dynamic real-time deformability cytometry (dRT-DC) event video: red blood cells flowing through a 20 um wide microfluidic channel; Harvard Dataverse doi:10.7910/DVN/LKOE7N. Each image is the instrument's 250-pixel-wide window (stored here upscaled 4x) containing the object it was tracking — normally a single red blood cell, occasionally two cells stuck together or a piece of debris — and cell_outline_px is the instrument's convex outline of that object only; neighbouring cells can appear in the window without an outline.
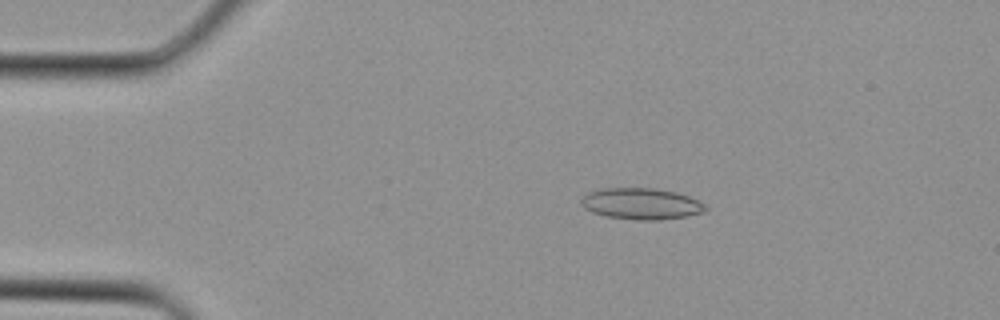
{"species": "Egyptian fruit bat (a non-hibernating species)", "species_latin": "Rousettus aegyptiacus", "temperature_condition": "cold", "stored_images_in_passage": 2, "camera_frame_rate_fps": 3000, "um_per_image_px": 0.085, "animal": {"sex": "female"}, "frame": {"image": 1, "passage_image": 1, "time_ms": 0.0, "image_size_px": [1000, 320], "cell_outline_px": [[708, 208], [704, 212], [688, 216], [660, 220], [636, 220], [608, 216], [592, 212], [584, 208], [580, 204], [580, 200], [588, 192], [604, 188], [656, 188], [676, 192], [688, 196], [704, 204]], "centroid_in_image_um": [54.51, 17.32], "position_along_channel_um": 30.5, "area_um2": 22.72}}